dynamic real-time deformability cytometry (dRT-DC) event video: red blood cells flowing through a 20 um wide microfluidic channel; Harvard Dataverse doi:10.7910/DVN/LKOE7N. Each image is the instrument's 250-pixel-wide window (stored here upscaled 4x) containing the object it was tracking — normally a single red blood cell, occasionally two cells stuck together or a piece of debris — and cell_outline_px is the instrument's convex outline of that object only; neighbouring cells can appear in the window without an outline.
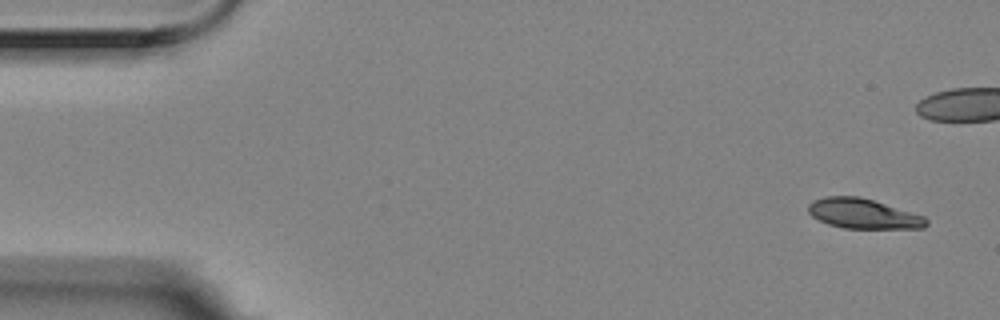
{"species": "Egyptian fruit bat (a non-hibernating species)", "species_latin": "Rousettus aegyptiacus", "temperature_condition": "room temperature", "stored_images_in_passage": 7, "camera_frame_rate_fps": 3000, "um_per_image_px": 0.085, "animal": {"sex": "female"}, "frame": {"image": 1, "passage_image": 1, "time_ms": 0.0, "image_size_px": [1000, 320], "cell_outline_px": [[928, 224], [924, 228], [844, 228], [828, 224], [812, 216], [808, 212], [808, 204], [812, 200], [824, 196], [860, 196], [924, 216], [928, 220]], "centroid_in_image_um": [73.35, 18.15], "position_along_channel_um": 11.7, "area_um2": 20.52}}
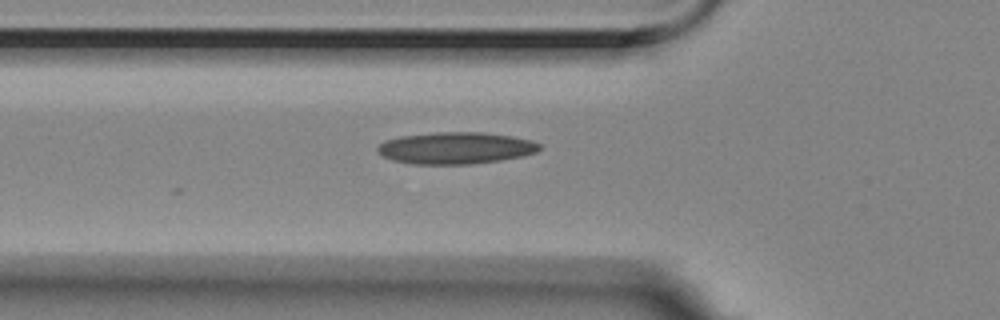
{"frame": {"image": 2, "passage_image": 7, "time_ms": 2.0, "image_size_px": [1000, 320], "cell_outline_px": [[540, 148], [536, 152], [520, 156], [500, 160], [472, 164], [412, 164], [392, 160], [384, 156], [376, 148], [384, 140], [400, 136], [436, 132], [484, 132], [512, 136], [532, 140], [540, 144]], "centroid_in_image_um": [38.73, 12.57], "position_along_channel_um": 87.1, "area_um2": 30.0}}